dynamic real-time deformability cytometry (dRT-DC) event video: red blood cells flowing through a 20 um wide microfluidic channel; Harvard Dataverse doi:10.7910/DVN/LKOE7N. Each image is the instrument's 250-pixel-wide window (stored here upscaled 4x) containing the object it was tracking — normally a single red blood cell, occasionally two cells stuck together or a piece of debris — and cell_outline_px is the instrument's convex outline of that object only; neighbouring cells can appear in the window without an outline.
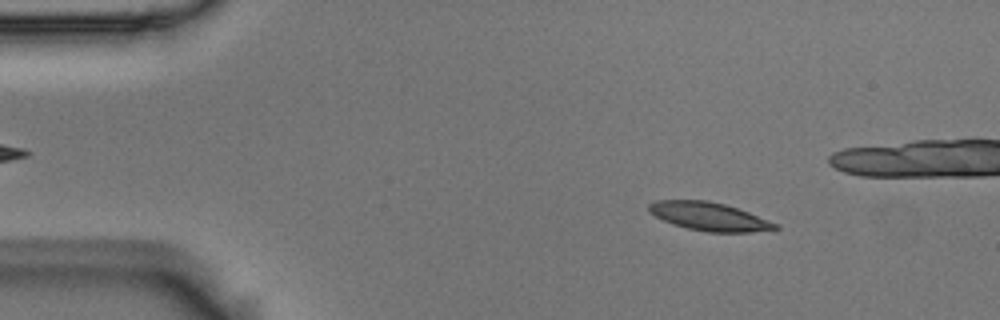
{"species": "Egyptian fruit bat (a non-hibernating species)", "species_latin": "Rousettus aegyptiacus", "temperature_condition": "room temperature", "stored_images_in_passage": 55, "camera_frame_rate_fps": 3000, "um_per_image_px": 0.085, "animal": {"sex": "male"}, "frame": {"image": 1, "passage_image": 7, "time_ms": 2.0, "image_size_px": [1000, 320], "cell_outline_px": [[780, 228], [752, 232], [708, 232], [688, 228], [672, 224], [648, 212], [648, 204], [656, 200], [708, 200], [724, 204], [748, 212], [780, 224]], "centroid_in_image_um": [60.28, 18.4], "position_along_channel_um": 24.7, "area_um2": 20.81}}
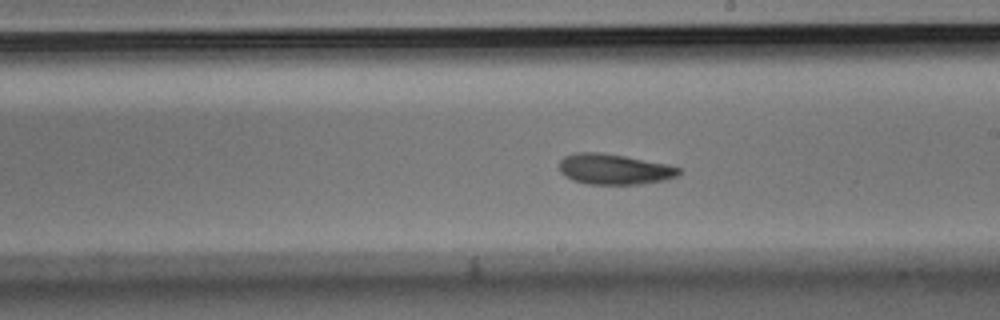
{"frame": {"image": 2, "passage_image": 30, "time_ms": 9.667, "image_size_px": [1000, 320], "cell_outline_px": [[680, 172], [676, 176], [664, 180], [640, 184], [588, 184], [572, 180], [564, 176], [560, 172], [560, 160], [564, 156], [576, 152], [600, 152], [624, 156], [668, 164], [680, 168]], "centroid_in_image_um": [52.17, 14.38], "position_along_channel_um": 236.8, "area_um2": 21.27}}
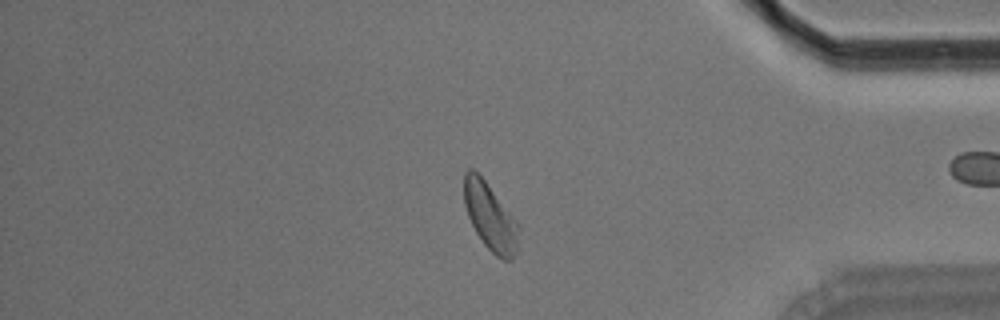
{"frame": {"image": 3, "passage_image": 45, "time_ms": 14.667, "image_size_px": [1000, 320], "cell_outline_px": [[520, 228], [516, 252], [512, 260], [504, 260], [496, 256], [484, 244], [476, 232], [468, 216], [464, 204], [464, 172], [468, 168], [472, 168], [484, 180], [520, 224]], "centroid_in_image_um": [41.68, 18.44], "position_along_channel_um": 393.5, "area_um2": 21.33}, "authors_computed_cell_mechanics": {"area_um2": 21.2126, "velocity_mm_per_s": 3.663, "shape_relaxation_time_tau1_ms": 3.9002, "shape_relaxation_time_tau2_ms": 7.3147, "deformation_change_tau1": 0.1325, "deformation_change_tau2": 0.1387}}